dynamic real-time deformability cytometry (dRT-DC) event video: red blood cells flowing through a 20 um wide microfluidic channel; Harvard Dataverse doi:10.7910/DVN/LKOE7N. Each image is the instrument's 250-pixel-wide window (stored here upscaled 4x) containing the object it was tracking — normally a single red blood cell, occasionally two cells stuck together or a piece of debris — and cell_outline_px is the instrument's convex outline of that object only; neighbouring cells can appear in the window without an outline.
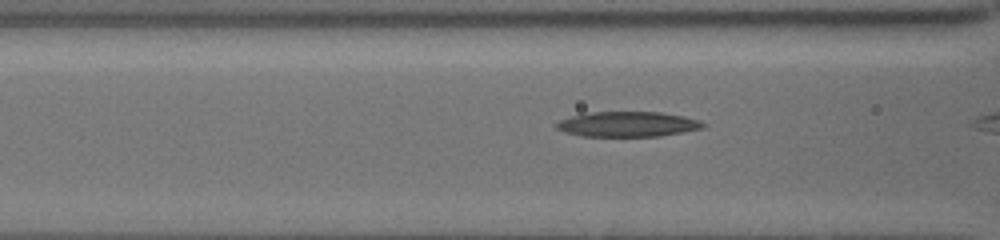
{"species": "common noctule bat (a hibernating species)", "species_latin": "Nyctalus noctula", "temperature_condition": "cold", "stored_images_in_passage": 26, "camera_frame_rate_fps": 3000, "um_per_image_px": 0.085, "animal": {"sex": "female", "body_mass_g": 19.5, "forearm_length_mm": 54.1}, "frame": {"image": 1, "passage_image": 24, "time_ms": 5.0, "image_size_px": [1000, 240], "cell_outline_px": [[708, 124], [700, 128], [660, 136], [580, 136], [564, 132], [556, 128], [556, 124], [560, 120], [572, 116], [592, 112], [660, 112], [684, 116], [700, 120]], "centroid_in_image_um": [53.35, 10.55], "position_along_channel_um": 113.3, "area_um2": 21.33}}